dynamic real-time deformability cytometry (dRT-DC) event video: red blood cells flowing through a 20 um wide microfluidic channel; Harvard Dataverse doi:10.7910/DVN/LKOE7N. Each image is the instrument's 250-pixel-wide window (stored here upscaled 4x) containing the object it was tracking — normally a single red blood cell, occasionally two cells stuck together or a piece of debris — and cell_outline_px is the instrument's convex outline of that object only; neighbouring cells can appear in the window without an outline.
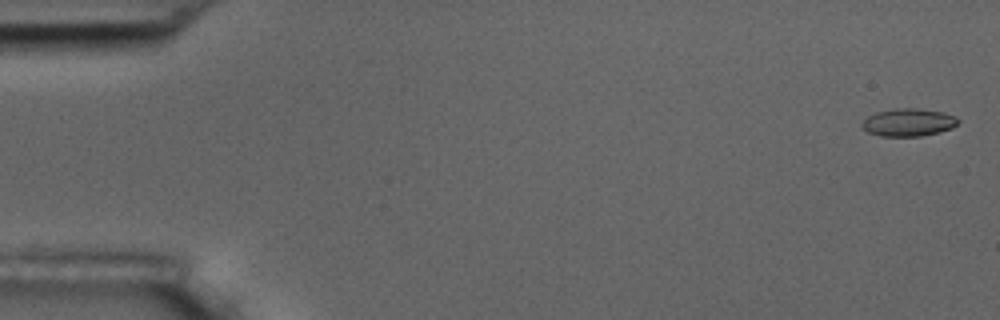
{"species": "common noctule bat (a hibernating species)", "species_latin": "Nyctalus noctula", "temperature_condition": "room temperature", "stored_images_in_passage": 6, "camera_frame_rate_fps": 3000, "um_per_image_px": 0.085, "animal": {"sex": "male", "body_mass_g": 17.5, "forearm_length_mm": 52.3}, "frame": {"image": 1, "passage_image": 1, "time_ms": 0.0, "image_size_px": [1000, 320], "cell_outline_px": [[960, 120], [952, 128], [940, 132], [920, 136], [880, 136], [868, 132], [860, 124], [868, 116], [876, 112], [896, 108], [916, 108], [944, 112], [956, 116]], "centroid_in_image_um": [77.23, 10.4], "position_along_channel_um": 7.8, "area_um2": 15.55}}
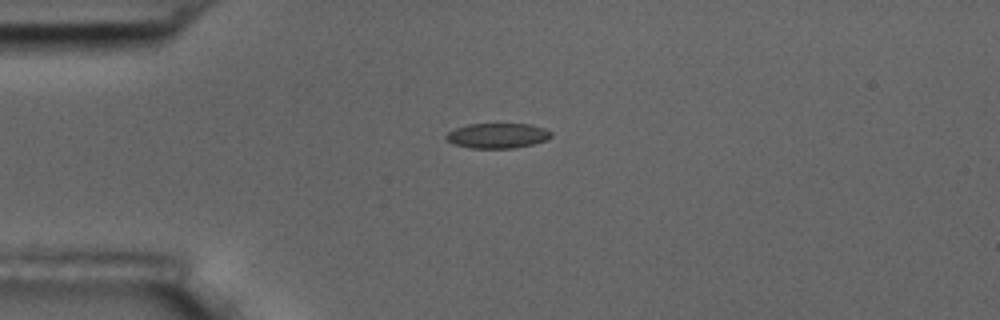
{"frame": {"image": 2, "passage_image": 5, "time_ms": 4.333, "image_size_px": [1000, 320], "cell_outline_px": [[552, 136], [544, 140], [532, 144], [512, 148], [472, 148], [456, 144], [448, 140], [444, 136], [448, 132], [456, 128], [468, 124], [532, 124], [544, 128], [552, 132]], "centroid_in_image_um": [42.3, 11.52], "position_along_channel_um": 42.7, "area_um2": 15.14}}